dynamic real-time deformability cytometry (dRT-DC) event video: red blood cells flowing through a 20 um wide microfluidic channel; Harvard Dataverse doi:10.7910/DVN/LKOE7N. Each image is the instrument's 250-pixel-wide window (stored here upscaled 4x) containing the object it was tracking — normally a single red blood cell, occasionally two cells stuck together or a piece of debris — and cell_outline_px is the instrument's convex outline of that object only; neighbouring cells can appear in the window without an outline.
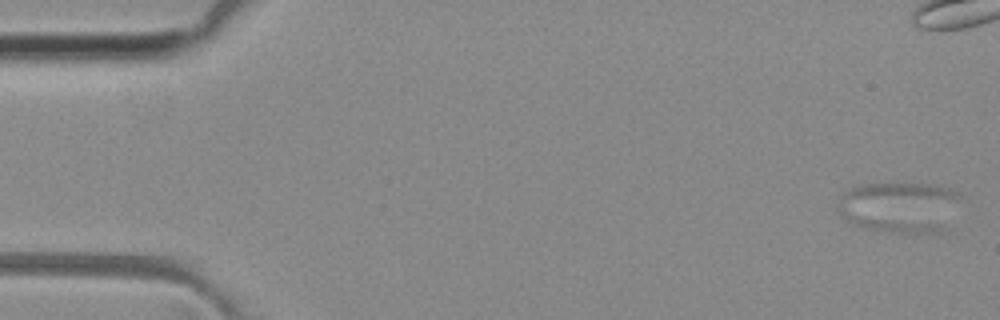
{"species": "common noctule bat (a hibernating species)", "species_latin": "Nyctalus noctula", "temperature_condition": "room temperature", "stored_images_in_passage": 52, "camera_frame_rate_fps": 3000, "um_per_image_px": 0.085, "animal": {"sex": "female", "body_mass_g": 29.2, "forearm_length_mm": 56.3}, "frame": {"image": 1, "passage_image": 1, "time_ms": 0.0, "image_size_px": [1000, 320], "cell_outline_px": [[964, 196], [940, 228], [932, 232], [896, 232], [872, 228], [852, 224], [840, 216], [836, 208], [836, 204], [844, 192], [852, 188], [864, 184], [928, 184], [948, 188], [960, 192]], "centroid_in_image_um": [76.39, 17.56], "position_along_channel_um": 8.6, "area_um2": 35.55}}
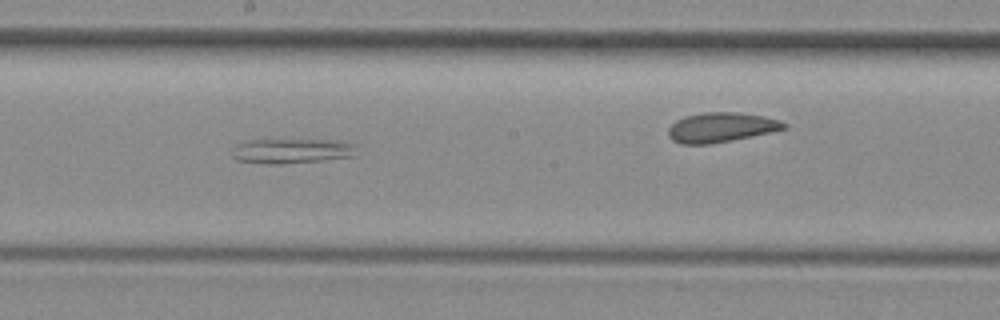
{"frame": {"image": 2, "passage_image": 28, "time_ms": 9.0, "image_size_px": [1000, 320], "cell_outline_px": [[356, 156], [324, 160], [280, 164], [264, 164], [236, 160], [232, 156], [236, 148], [244, 140], [340, 140], [356, 144]], "centroid_in_image_um": [24.87, 12.83], "position_along_channel_um": 223.3, "area_um2": 18.09}}
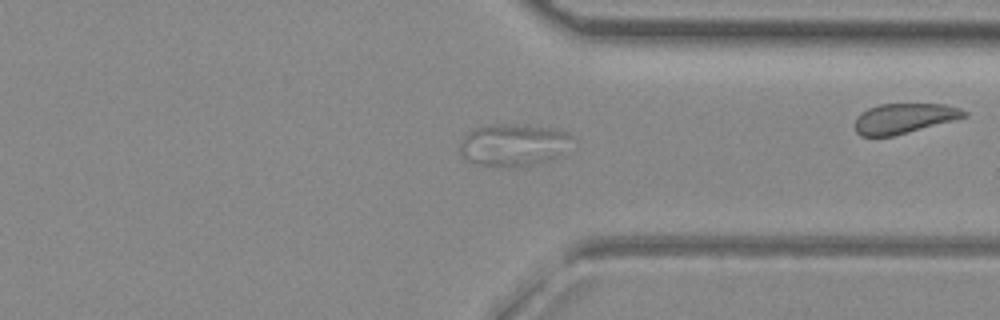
{"frame": {"image": 3, "passage_image": 39, "time_ms": 12.667, "image_size_px": [1000, 320], "cell_outline_px": [[572, 136], [556, 160], [512, 168], [500, 168], [480, 164], [464, 160], [460, 156], [460, 144], [464, 136], [468, 132], [476, 128], [496, 124], [504, 124], [552, 128], [568, 132]], "centroid_in_image_um": [43.59, 12.36], "position_along_channel_um": 367.8, "area_um2": 27.69}}